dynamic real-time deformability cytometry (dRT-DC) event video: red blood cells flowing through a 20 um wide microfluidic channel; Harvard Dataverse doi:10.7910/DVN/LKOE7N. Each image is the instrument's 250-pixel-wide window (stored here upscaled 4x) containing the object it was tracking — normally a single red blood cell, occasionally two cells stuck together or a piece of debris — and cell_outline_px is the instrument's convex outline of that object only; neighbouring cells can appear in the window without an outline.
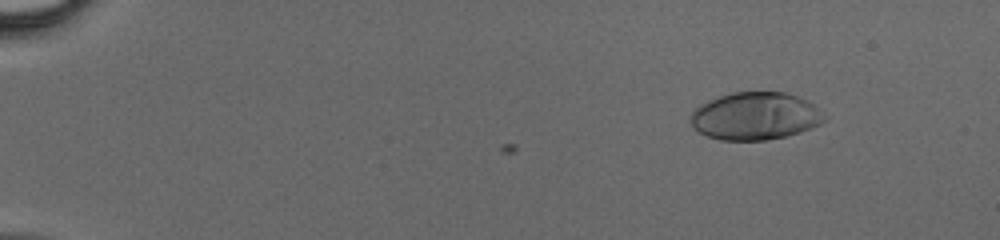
{"species": "human", "species_latin": "Homo sapiens", "temperature_condition": "cold", "stored_images_in_passage": 47, "camera_frame_rate_fps": 3000, "um_per_image_px": 0.085, "donor": {"sex": "male"}, "frame": {"image": 1, "passage_image": 6, "time_ms": 1.667, "image_size_px": [1000, 240], "cell_outline_px": [[828, 116], [820, 124], [800, 132], [784, 136], [764, 140], [720, 140], [708, 136], [692, 128], [692, 112], [700, 104], [708, 100], [732, 92], [784, 92], [808, 100], [816, 104]], "centroid_in_image_um": [64.24, 9.86], "position_along_channel_um": 20.8, "area_um2": 37.17}}
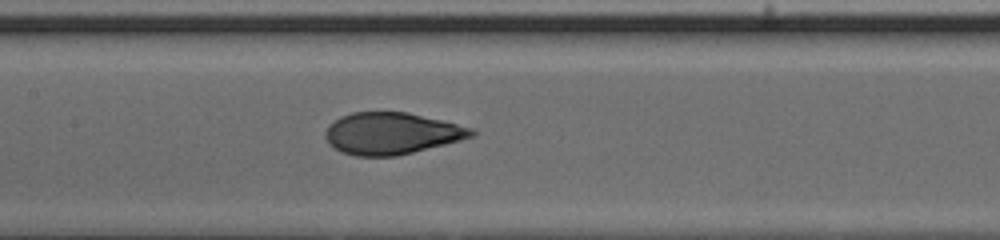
{"frame": {"image": 2, "passage_image": 25, "time_ms": 8.0, "image_size_px": [1000, 240], "cell_outline_px": [[476, 136], [396, 156], [356, 156], [344, 152], [328, 144], [324, 136], [324, 132], [328, 124], [340, 116], [352, 112], [408, 112], [472, 128], [476, 132]], "centroid_in_image_um": [33.24, 11.33], "position_along_channel_um": 174.2, "area_um2": 35.43}}
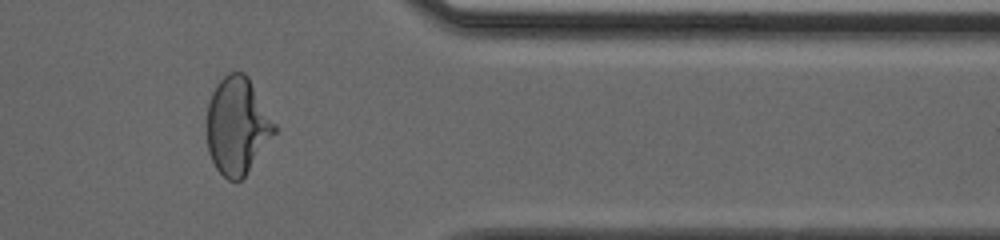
{"frame": {"image": 3, "passage_image": 40, "time_ms": 13.0, "image_size_px": [1000, 240], "cell_outline_px": [[276, 132], [244, 176], [240, 180], [228, 180], [216, 168], [208, 152], [204, 128], [208, 104], [212, 92], [216, 84], [228, 72], [244, 72], [248, 76], [276, 124]], "centroid_in_image_um": [20.13, 10.67], "position_along_channel_um": 391.3, "area_um2": 38.55}}